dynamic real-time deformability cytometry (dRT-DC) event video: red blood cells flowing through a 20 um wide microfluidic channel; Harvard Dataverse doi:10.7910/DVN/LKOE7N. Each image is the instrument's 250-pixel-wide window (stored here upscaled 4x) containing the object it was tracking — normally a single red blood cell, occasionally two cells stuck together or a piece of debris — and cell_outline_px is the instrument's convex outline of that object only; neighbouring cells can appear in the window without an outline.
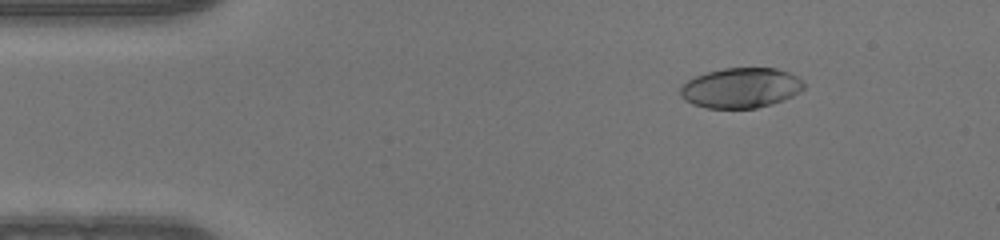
{"species": "human", "species_latin": "Homo sapiens", "temperature_condition": "warm", "stored_images_in_passage": 50, "camera_frame_rate_fps": 3000, "um_per_image_px": 0.085, "donor": {"sex": "male"}, "frame": {"image": 1, "passage_image": 7, "time_ms": 2.0, "image_size_px": [1000, 240], "cell_outline_px": [[804, 88], [800, 92], [784, 100], [772, 104], [756, 108], [708, 108], [692, 104], [684, 100], [680, 96], [680, 84], [696, 76], [708, 72], [724, 68], [776, 68], [788, 72], [796, 76], [804, 84]], "centroid_in_image_um": [62.95, 7.48], "position_along_channel_um": 22.1, "area_um2": 28.96}}
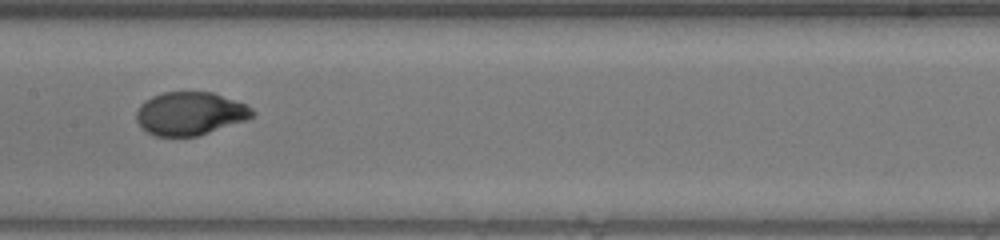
{"frame": {"image": 2, "passage_image": 25, "time_ms": 8.0, "image_size_px": [1000, 240], "cell_outline_px": [[256, 112], [248, 120], [196, 136], [156, 136], [148, 132], [136, 120], [136, 112], [140, 104], [144, 100], [152, 96], [164, 92], [212, 92], [244, 104], [252, 108]], "centroid_in_image_um": [16.15, 9.65], "position_along_channel_um": 191.2, "area_um2": 29.02}}
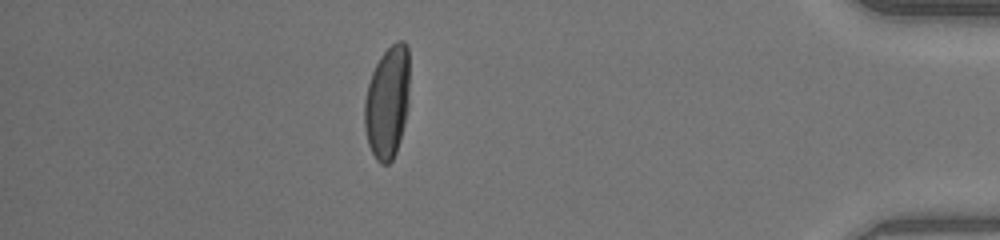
{"frame": {"image": 3, "passage_image": 44, "time_ms": 14.333, "image_size_px": [1000, 240], "cell_outline_px": [[408, 108], [400, 140], [396, 152], [392, 160], [388, 164], [380, 164], [376, 160], [368, 144], [364, 124], [364, 100], [368, 84], [372, 72], [380, 56], [396, 40], [404, 40], [408, 44]], "centroid_in_image_um": [32.92, 8.68], "position_along_channel_um": 402.3, "area_um2": 29.71}}